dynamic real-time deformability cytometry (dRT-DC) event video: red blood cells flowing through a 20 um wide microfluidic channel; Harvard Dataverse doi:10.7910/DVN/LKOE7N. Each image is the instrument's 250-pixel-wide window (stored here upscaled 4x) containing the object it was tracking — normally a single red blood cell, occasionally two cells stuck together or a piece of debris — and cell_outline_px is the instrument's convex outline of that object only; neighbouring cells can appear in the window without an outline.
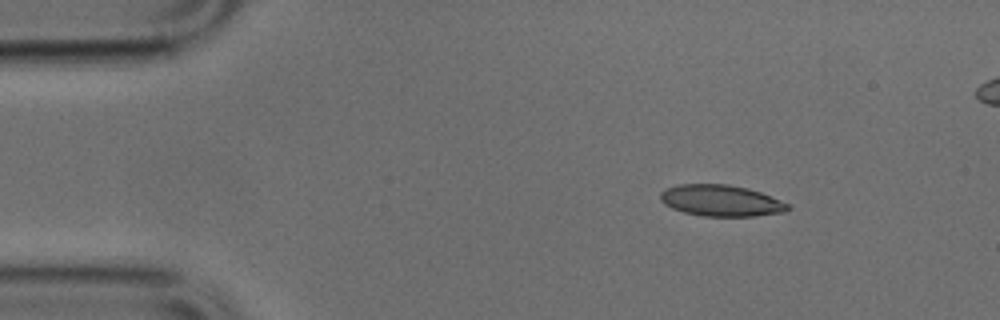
{"species": "common noctule bat (a hibernating species)", "species_latin": "Nyctalus noctula", "temperature_condition": "cold", "stored_images_in_passage": 45, "segment_of_instrument_passage": [1, 2], "camera_frame_rate_fps": 3000, "um_per_image_px": 0.085, "animal": {"sex": "male", "body_mass_g": 17.9, "forearm_length_mm": 54.2}, "frame": {"image": 1, "passage_image": 1, "time_ms": 0.0, "image_size_px": [1000, 320], "cell_outline_px": [[792, 208], [784, 212], [756, 216], [704, 216], [684, 212], [672, 208], [664, 204], [660, 200], [660, 192], [664, 188], [680, 184], [728, 184], [748, 188], [760, 192], [780, 200], [788, 204]], "centroid_in_image_um": [61.27, 17.05], "position_along_channel_um": 23.7, "area_um2": 23.35}}
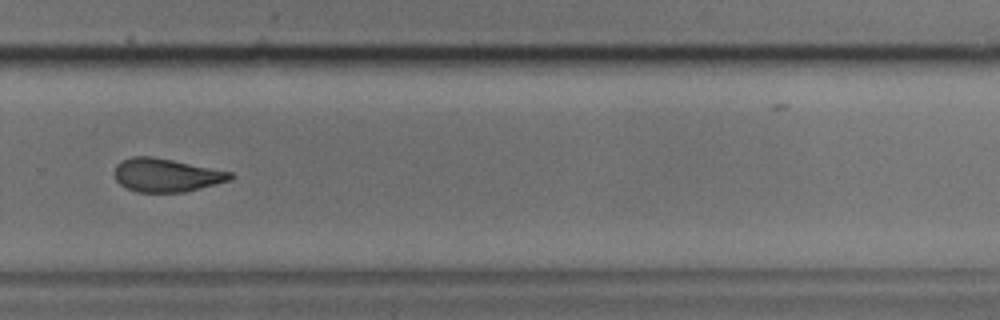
{"frame": {"image": 2, "passage_image": 28, "time_ms": 9.0, "image_size_px": [1000, 320], "cell_outline_px": [[236, 176], [228, 180], [216, 184], [184, 192], [136, 192], [120, 184], [116, 180], [116, 164], [120, 160], [132, 156], [152, 156], [232, 172]], "centroid_in_image_um": [14.13, 14.88], "position_along_channel_um": 315.7, "area_um2": 22.37}}
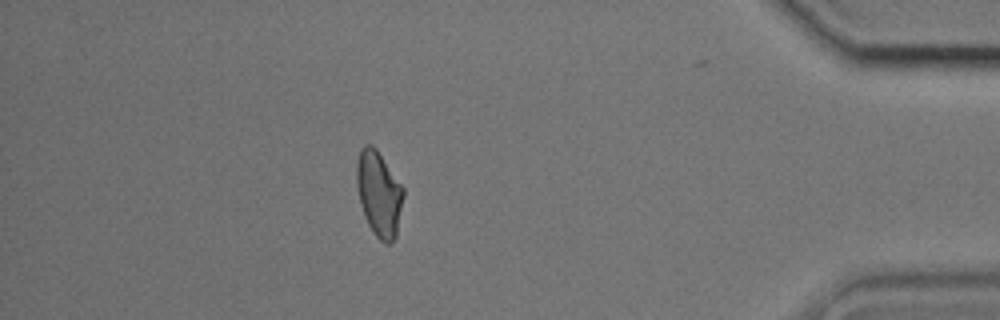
{"frame": {"image": 3, "passage_image": 38, "time_ms": 12.333, "image_size_px": [1000, 320], "cell_outline_px": [[404, 196], [396, 236], [388, 244], [384, 244], [372, 232], [364, 216], [360, 204], [356, 184], [356, 160], [360, 148], [364, 144], [372, 144], [376, 148], [404, 188]], "centroid_in_image_um": [32.19, 16.44], "position_along_channel_um": 403.0, "area_um2": 23.47}}